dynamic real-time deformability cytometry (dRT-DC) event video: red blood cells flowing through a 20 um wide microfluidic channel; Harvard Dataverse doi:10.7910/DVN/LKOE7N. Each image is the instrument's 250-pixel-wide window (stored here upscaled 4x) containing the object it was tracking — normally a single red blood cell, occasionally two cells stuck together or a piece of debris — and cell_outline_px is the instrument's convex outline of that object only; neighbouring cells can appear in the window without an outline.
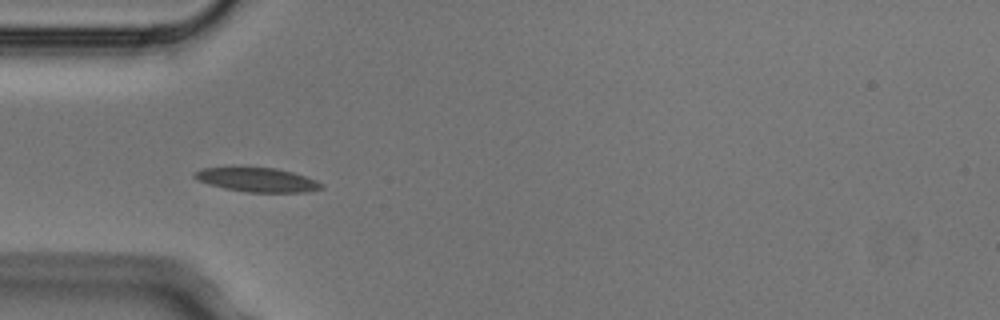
{"species": "Egyptian fruit bat (a non-hibernating species)", "species_latin": "Rousettus aegyptiacus", "temperature_condition": "cold", "stored_images_in_passage": 5, "camera_frame_rate_fps": 3000, "um_per_image_px": 0.085, "animal": {"sex": "male"}, "frame": {"image": 1, "passage_image": 5, "time_ms": 1.333, "image_size_px": [1000, 320], "cell_outline_px": [[324, 188], [308, 192], [248, 192], [224, 188], [196, 180], [192, 176], [192, 172], [200, 168], [276, 168], [292, 172], [316, 180], [324, 184]], "centroid_in_image_um": [21.86, 15.29], "position_along_channel_um": 63.1, "area_um2": 17.74}}